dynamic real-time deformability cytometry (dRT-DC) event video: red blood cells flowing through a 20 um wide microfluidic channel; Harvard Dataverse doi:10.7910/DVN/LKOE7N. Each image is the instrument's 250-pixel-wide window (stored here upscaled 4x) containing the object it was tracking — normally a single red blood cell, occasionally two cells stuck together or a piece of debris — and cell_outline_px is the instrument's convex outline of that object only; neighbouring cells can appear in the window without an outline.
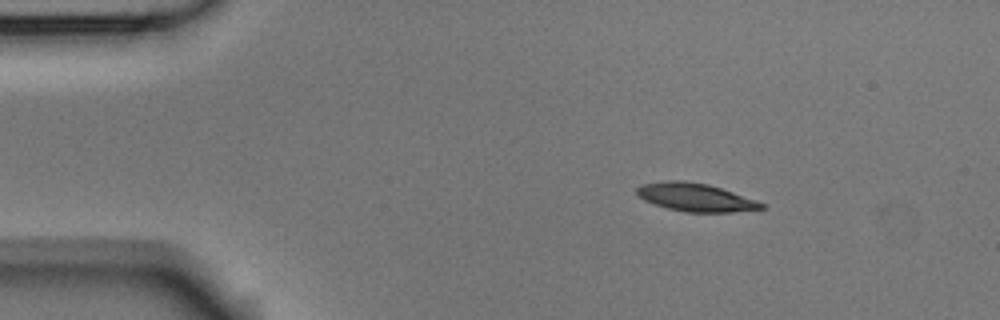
{"species": "Egyptian fruit bat (a non-hibernating species)", "species_latin": "Rousettus aegyptiacus", "temperature_condition": "room temperature", "stored_images_in_passage": 4, "camera_frame_rate_fps": 3000, "um_per_image_px": 0.085, "animal": {"sex": "male"}, "frame": {"image": 1, "passage_image": 2, "time_ms": 0.333, "image_size_px": [1000, 320], "cell_outline_px": [[764, 208], [732, 212], [684, 212], [668, 208], [644, 200], [636, 192], [636, 188], [640, 184], [664, 180], [684, 180], [708, 184], [756, 200], [764, 204]], "centroid_in_image_um": [59.07, 16.76], "position_along_channel_um": 25.9, "area_um2": 20.29}}